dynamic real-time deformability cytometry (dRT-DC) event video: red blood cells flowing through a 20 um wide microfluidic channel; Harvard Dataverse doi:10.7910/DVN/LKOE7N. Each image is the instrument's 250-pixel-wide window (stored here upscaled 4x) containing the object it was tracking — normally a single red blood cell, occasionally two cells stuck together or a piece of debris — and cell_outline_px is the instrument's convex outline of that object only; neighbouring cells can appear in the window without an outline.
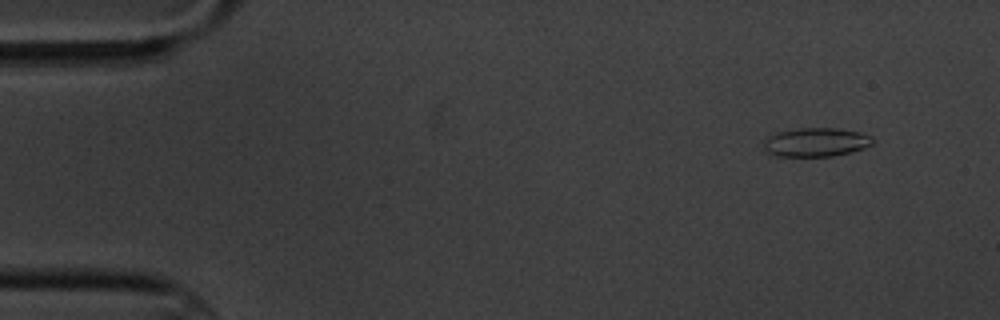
{"species": "common noctule bat (a hibernating species)", "species_latin": "Nyctalus noctula", "temperature_condition": "cold", "stored_images_in_passage": 10, "camera_frame_rate_fps": 3000, "um_per_image_px": 0.085, "animal": {"sex": "male", "body_mass_g": 20.1, "forearm_length_mm": 53.5}, "frame": {"image": 1, "passage_image": 1, "time_ms": 0.0, "image_size_px": [1000, 320], "cell_outline_px": [[872, 144], [864, 148], [852, 152], [832, 156], [776, 156], [768, 152], [764, 148], [764, 140], [768, 136], [780, 132], [800, 128], [836, 128], [860, 132], [872, 136]], "centroid_in_image_um": [69.37, 12.09], "position_along_channel_um": 15.6, "area_um2": 18.21}}
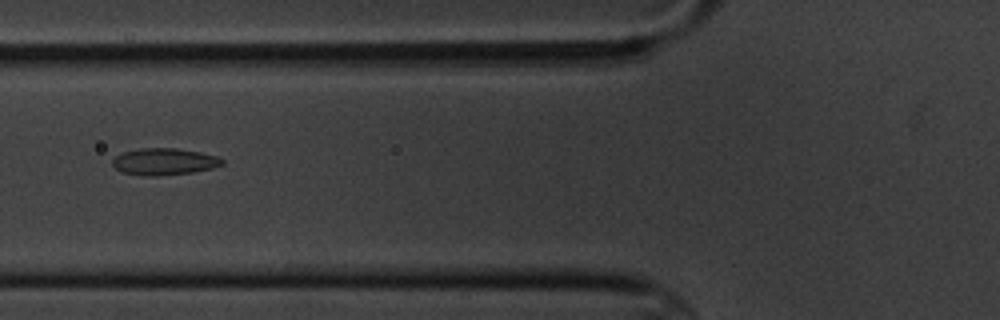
{"frame": {"image": 2, "passage_image": 6, "time_ms": 5.667, "image_size_px": [1000, 320], "cell_outline_px": [[224, 164], [212, 168], [192, 172], [156, 176], [144, 176], [120, 172], [112, 164], [112, 160], [116, 156], [124, 152], [140, 148], [176, 148], [200, 152], [216, 156], [224, 160]], "centroid_in_image_um": [13.94, 13.74], "position_along_channel_um": 111.9, "area_um2": 17.11}}
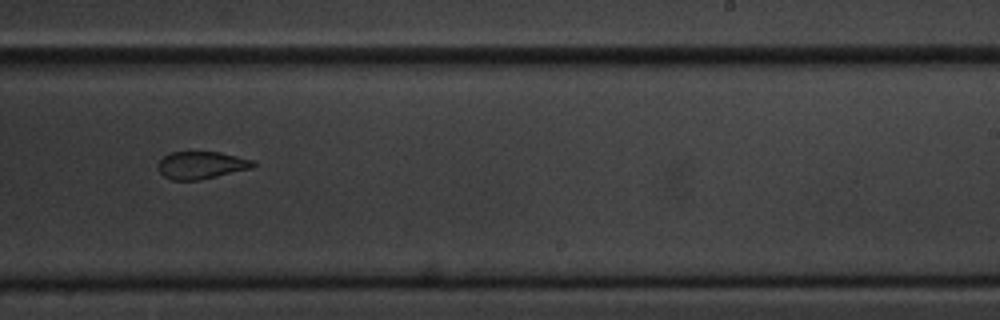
{"frame": {"image": 3, "passage_image": 10, "time_ms": 10.333, "image_size_px": [1000, 320], "cell_outline_px": [[256, 164], [252, 168], [200, 180], [172, 180], [164, 176], [156, 168], [156, 164], [164, 156], [172, 152], [220, 152], [252, 160]], "centroid_in_image_um": [17.07, 14.04], "position_along_channel_um": 271.9, "area_um2": 15.2}}